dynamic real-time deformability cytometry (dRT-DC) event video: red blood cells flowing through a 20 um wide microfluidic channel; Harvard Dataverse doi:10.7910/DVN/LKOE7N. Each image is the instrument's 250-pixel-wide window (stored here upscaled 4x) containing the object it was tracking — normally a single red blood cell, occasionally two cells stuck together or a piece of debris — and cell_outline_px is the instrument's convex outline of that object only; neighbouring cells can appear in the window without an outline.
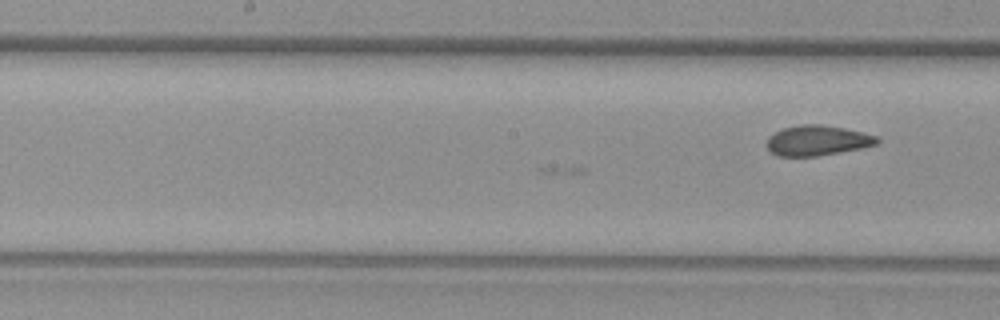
{"species": "common noctule bat (a hibernating species)", "species_latin": "Nyctalus noctula", "temperature_condition": "warm", "stored_images_in_passage": 24, "camera_frame_rate_fps": 3000, "um_per_image_px": 0.085, "animal": {"sex": "female", "body_mass_g": 29.2, "forearm_length_mm": 56.3}, "frame": {"image": 1, "passage_image": 24, "time_ms": 7.667, "image_size_px": [1000, 320], "cell_outline_px": [[880, 140], [876, 144], [860, 148], [816, 156], [776, 156], [768, 152], [768, 136], [784, 128], [800, 124], [820, 124], [844, 128], [864, 132], [876, 136]], "centroid_in_image_um": [69.45, 11.94], "position_along_channel_um": 178.7, "area_um2": 19.31}}